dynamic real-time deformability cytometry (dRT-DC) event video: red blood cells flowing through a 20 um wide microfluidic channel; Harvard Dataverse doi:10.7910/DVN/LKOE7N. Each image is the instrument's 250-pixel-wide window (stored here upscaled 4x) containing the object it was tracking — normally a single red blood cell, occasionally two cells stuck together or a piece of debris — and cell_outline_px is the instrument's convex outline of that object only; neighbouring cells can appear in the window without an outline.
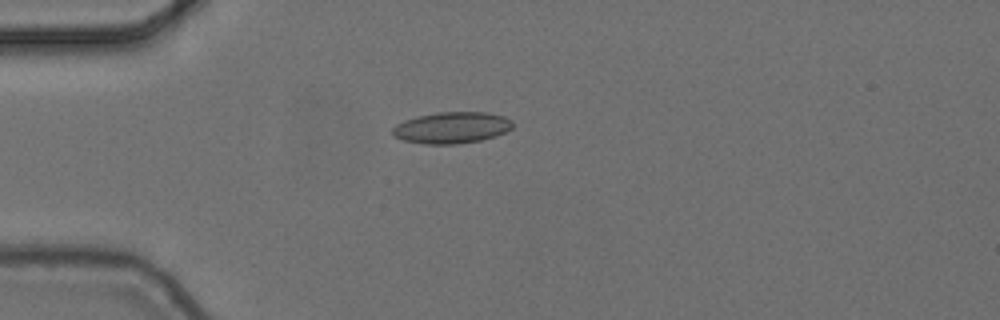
{"species": "common noctule bat (a hibernating species)", "species_latin": "Nyctalus noctula", "temperature_condition": "cold", "stored_images_in_passage": 7, "camera_frame_rate_fps": 3000, "um_per_image_px": 0.085, "animal": {"sex": "female", "body_mass_g": 24.6, "forearm_length_mm": 56.2}, "frame": {"image": 1, "passage_image": 2, "time_ms": 0.333, "image_size_px": [1000, 320], "cell_outline_px": [[512, 128], [496, 136], [480, 140], [456, 144], [424, 144], [404, 140], [392, 136], [392, 128], [396, 124], [404, 120], [420, 116], [440, 112], [488, 112], [504, 116], [512, 120]], "centroid_in_image_um": [38.39, 10.85], "position_along_channel_um": 46.6, "area_um2": 21.96}}
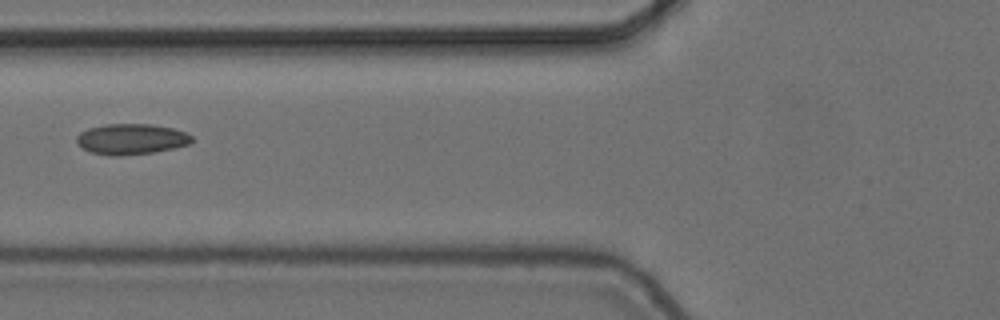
{"frame": {"image": 2, "passage_image": 4, "time_ms": 1.0, "image_size_px": [1000, 320], "cell_outline_px": [[192, 140], [188, 144], [176, 148], [156, 152], [120, 156], [112, 156], [92, 152], [76, 144], [76, 136], [80, 132], [88, 128], [104, 124], [152, 124], [172, 128], [184, 132], [192, 136]], "centroid_in_image_um": [11.14, 11.82], "position_along_channel_um": 114.7, "area_um2": 20.69}}
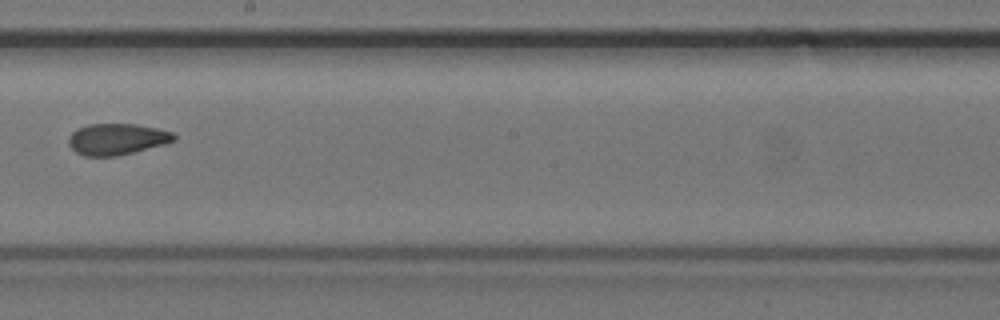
{"frame": {"image": 3, "passage_image": 7, "time_ms": 2.0, "image_size_px": [1000, 320], "cell_outline_px": [[176, 140], [164, 144], [116, 156], [84, 156], [76, 152], [68, 144], [68, 136], [76, 128], [88, 124], [136, 124], [156, 128], [172, 132], [176, 136]], "centroid_in_image_um": [9.9, 11.82], "position_along_channel_um": 238.3, "area_um2": 19.19}}